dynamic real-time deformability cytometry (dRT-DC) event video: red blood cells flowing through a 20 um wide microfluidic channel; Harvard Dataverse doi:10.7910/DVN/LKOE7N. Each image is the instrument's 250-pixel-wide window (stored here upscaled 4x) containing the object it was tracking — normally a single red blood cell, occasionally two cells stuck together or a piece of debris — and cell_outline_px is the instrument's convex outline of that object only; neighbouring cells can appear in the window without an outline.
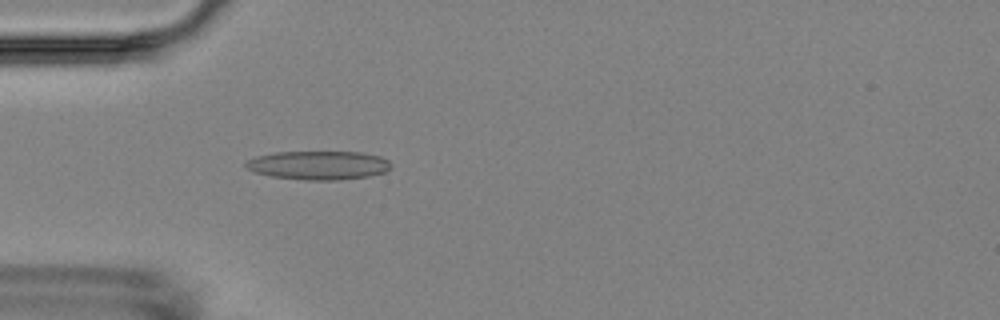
{"species": "Egyptian fruit bat (a non-hibernating species)", "species_latin": "Rousettus aegyptiacus", "temperature_condition": "room temperature", "stored_images_in_passage": 3, "camera_frame_rate_fps": 3000, "um_per_image_px": 0.085, "animal": {"sex": "female"}, "frame": {"image": 1, "passage_image": 3, "time_ms": 2.333, "image_size_px": [1000, 320], "cell_outline_px": [[392, 164], [384, 172], [368, 176], [340, 180], [304, 180], [272, 176], [256, 172], [248, 168], [244, 164], [248, 160], [256, 156], [276, 152], [360, 152], [380, 156], [388, 160]], "centroid_in_image_um": [27.09, 14.04], "position_along_channel_um": 57.9, "area_um2": 24.16}}